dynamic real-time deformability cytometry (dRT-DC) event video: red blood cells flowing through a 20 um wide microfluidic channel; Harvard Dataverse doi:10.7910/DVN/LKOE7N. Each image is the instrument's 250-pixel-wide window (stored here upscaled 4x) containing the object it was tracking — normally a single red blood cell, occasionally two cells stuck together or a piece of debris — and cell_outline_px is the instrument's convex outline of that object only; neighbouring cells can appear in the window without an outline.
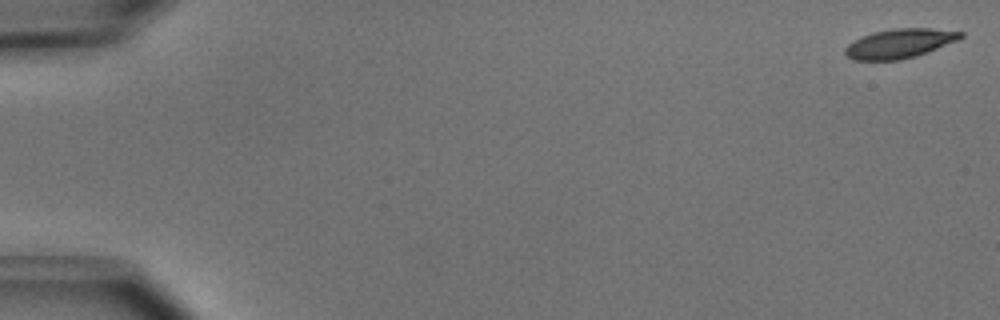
{"species": "common noctule bat (a hibernating species)", "species_latin": "Nyctalus noctula", "temperature_condition": "cold", "stored_images_in_passage": 51, "camera_frame_rate_fps": 3000, "um_per_image_px": 0.085, "animal": {"sex": "male", "body_mass_g": 15.6}, "frame": {"image": 1, "passage_image": 1, "time_ms": 0.0, "image_size_px": [1000, 320], "cell_outline_px": [[964, 36], [956, 40], [916, 56], [900, 60], [856, 60], [848, 56], [844, 52], [844, 48], [848, 44], [872, 32], [896, 28], [932, 28], [964, 32]], "centroid_in_image_um": [76.46, 3.69], "position_along_channel_um": 8.5, "area_um2": 19.42}}
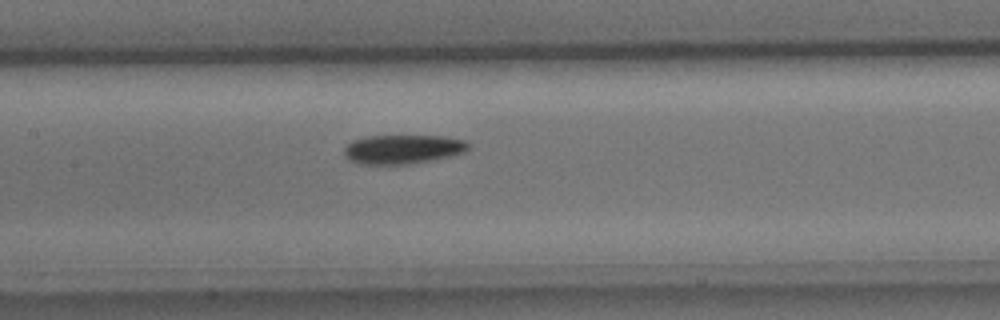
{"frame": {"image": 2, "passage_image": 25, "time_ms": 8.0, "image_size_px": [1000, 320], "cell_outline_px": [[472, 148], [464, 152], [452, 156], [436, 160], [412, 164], [360, 164], [348, 160], [344, 156], [344, 148], [352, 140], [368, 136], [444, 136], [464, 140], [472, 144]], "centroid_in_image_um": [34.29, 12.69], "position_along_channel_um": 173.1, "area_um2": 21.5}}
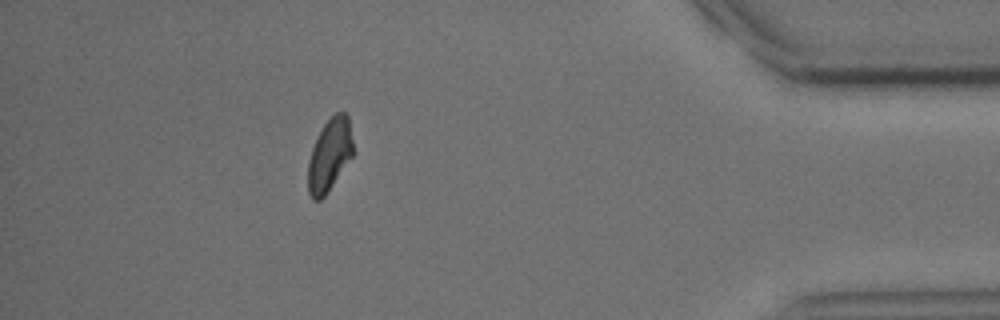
{"frame": {"image": 3, "passage_image": 46, "time_ms": 15.0, "image_size_px": [1000, 320], "cell_outline_px": [[352, 156], [324, 196], [320, 200], [312, 200], [308, 192], [308, 160], [312, 148], [324, 124], [336, 112], [344, 112], [348, 116], [352, 140]], "centroid_in_image_um": [27.99, 13.18], "position_along_channel_um": 407.2, "area_um2": 18.61}, "authors_computed_cell_mechanics": {"area_um2": 20.4612, "velocity_mm_per_s": 3.9667, "shape_relaxation_time_tau1_ms": 2.1638, "shape_relaxation_time_tau2_ms": 10.8618, "deformation_change_tau1": 0.1227, "deformation_change_tau2": 0.1785}}